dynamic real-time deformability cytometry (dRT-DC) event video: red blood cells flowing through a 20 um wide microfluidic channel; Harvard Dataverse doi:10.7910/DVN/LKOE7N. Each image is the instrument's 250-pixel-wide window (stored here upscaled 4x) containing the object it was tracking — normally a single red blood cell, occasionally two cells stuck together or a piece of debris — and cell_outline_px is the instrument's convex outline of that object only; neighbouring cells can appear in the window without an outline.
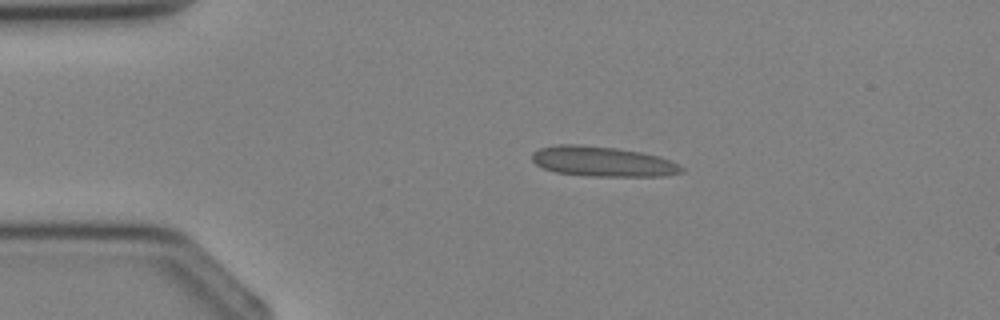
{"species": "Egyptian fruit bat (a non-hibernating species)", "species_latin": "Rousettus aegyptiacus", "temperature_condition": "cold", "stored_images_in_passage": 2, "camera_frame_rate_fps": 3000, "um_per_image_px": 0.085, "animal": {"sex": "female"}, "frame": {"image": 1, "passage_image": 1, "time_ms": 0.0, "image_size_px": [1000, 320], "cell_outline_px": [[684, 172], [664, 176], [592, 176], [556, 172], [544, 168], [536, 164], [532, 160], [532, 152], [540, 148], [556, 144], [580, 144], [616, 148], [640, 152], [656, 156], [680, 164], [684, 168]], "centroid_in_image_um": [51.21, 13.72], "position_along_channel_um": 33.8, "area_um2": 26.13}}